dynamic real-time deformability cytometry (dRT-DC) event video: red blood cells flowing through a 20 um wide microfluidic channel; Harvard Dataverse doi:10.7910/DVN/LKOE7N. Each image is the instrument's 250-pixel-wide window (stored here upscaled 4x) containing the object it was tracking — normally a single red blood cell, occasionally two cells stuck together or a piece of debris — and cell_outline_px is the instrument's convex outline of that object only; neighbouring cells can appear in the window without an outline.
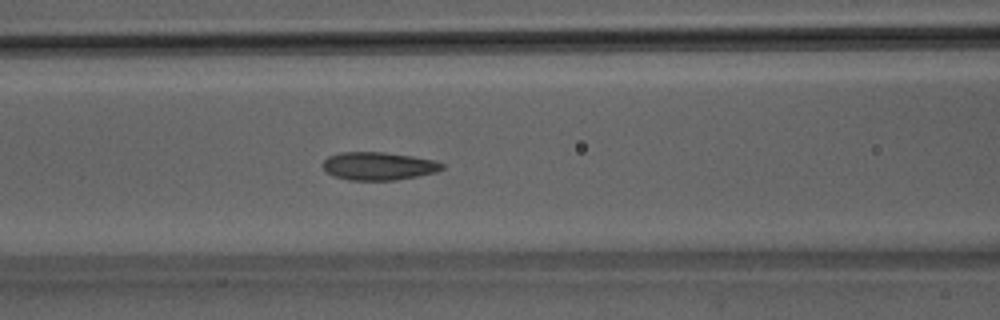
{"species": "Egyptian fruit bat (a non-hibernating species)", "species_latin": "Rousettus aegyptiacus", "temperature_condition": "room temperature", "stored_images_in_passage": 36, "camera_frame_rate_fps": 3000, "um_per_image_px": 0.085, "animal": {"sex": "male"}, "frame": {"image": 1, "passage_image": 6, "time_ms": 1.667, "image_size_px": [1000, 320], "cell_outline_px": [[444, 168], [436, 172], [396, 180], [348, 180], [332, 176], [324, 168], [324, 160], [328, 156], [340, 152], [384, 152], [412, 156], [436, 160], [444, 164]], "centroid_in_image_um": [32.19, 14.11], "position_along_channel_um": 134.4, "area_um2": 19.48}, "authors_computed_cell_mechanics": {"area_um2": 18.7272, "velocity_mm_per_s": 4.0557, "shape_relaxation_time_tau1_ms": 9.8567, "shape_relaxation_time_tau2_ms": 1.7674, "deformation_change_tau1": 0.2293, "deformation_change_tau2": 0.0703}}